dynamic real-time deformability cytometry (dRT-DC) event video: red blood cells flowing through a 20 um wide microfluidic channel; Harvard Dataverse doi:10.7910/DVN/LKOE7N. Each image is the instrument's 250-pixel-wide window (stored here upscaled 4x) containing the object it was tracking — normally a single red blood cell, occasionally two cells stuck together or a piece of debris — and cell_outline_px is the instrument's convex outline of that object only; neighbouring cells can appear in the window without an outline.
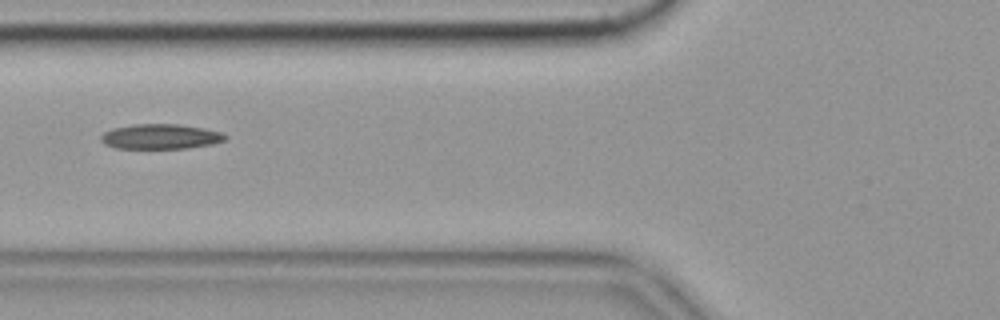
{"species": "common noctule bat (a hibernating species)", "species_latin": "Nyctalus noctula", "temperature_condition": "cold", "stored_images_in_passage": 33, "camera_frame_rate_fps": 3000, "um_per_image_px": 0.085, "animal": {"sex": "female", "body_mass_g": 19.9}, "frame": {"image": 1, "passage_image": 6, "time_ms": 1.667, "image_size_px": [1000, 320], "cell_outline_px": [[228, 136], [224, 140], [212, 144], [188, 148], [116, 148], [104, 144], [100, 140], [100, 136], [104, 132], [112, 128], [132, 124], [180, 124], [204, 128], [220, 132]], "centroid_in_image_um": [13.62, 11.6], "position_along_channel_um": 112.2, "area_um2": 18.15}}